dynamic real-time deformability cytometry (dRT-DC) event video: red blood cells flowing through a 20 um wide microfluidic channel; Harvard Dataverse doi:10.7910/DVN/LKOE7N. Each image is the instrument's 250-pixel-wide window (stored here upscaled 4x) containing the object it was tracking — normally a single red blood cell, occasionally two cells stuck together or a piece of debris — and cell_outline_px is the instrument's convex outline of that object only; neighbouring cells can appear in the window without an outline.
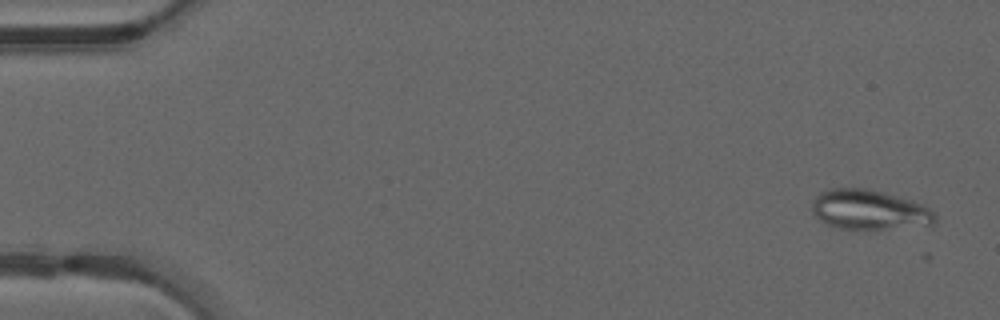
{"species": "common noctule bat (a hibernating species)", "species_latin": "Nyctalus noctula", "temperature_condition": "warm", "stored_images_in_passage": 9, "camera_frame_rate_fps": 3000, "um_per_image_px": 0.085, "animal": {"sex": "male", "forearm_length_mm": 52.5}, "frame": {"image": 1, "passage_image": 2, "time_ms": 0.333, "image_size_px": [1000, 320], "cell_outline_px": [[936, 220], [932, 224], [880, 228], [840, 228], [828, 224], [820, 220], [812, 212], [812, 200], [820, 192], [832, 188], [868, 188], [884, 192], [912, 200], [928, 208], [936, 216]], "centroid_in_image_um": [73.83, 17.79], "position_along_channel_um": 11.2, "area_um2": 27.98}}